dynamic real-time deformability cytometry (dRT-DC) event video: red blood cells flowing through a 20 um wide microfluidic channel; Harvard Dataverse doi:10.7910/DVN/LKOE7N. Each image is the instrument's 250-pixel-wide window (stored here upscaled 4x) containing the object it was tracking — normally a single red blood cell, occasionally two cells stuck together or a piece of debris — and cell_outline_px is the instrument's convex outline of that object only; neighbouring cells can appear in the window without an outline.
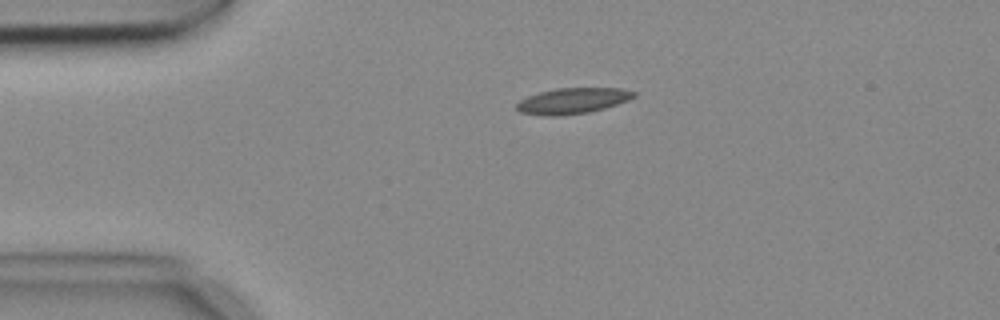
{"species": "common noctule bat (a hibernating species)", "species_latin": "Nyctalus noctula", "temperature_condition": "cold", "stored_images_in_passage": 2, "camera_frame_rate_fps": 3000, "um_per_image_px": 0.085, "animal": {"sex": "female", "body_mass_g": 18.4}, "frame": {"image": 1, "passage_image": 1, "time_ms": 0.0, "image_size_px": [1000, 320], "cell_outline_px": [[636, 96], [628, 100], [604, 108], [588, 112], [560, 116], [544, 116], [520, 112], [516, 108], [516, 104], [520, 100], [528, 96], [540, 92], [556, 88], [620, 88], [636, 92]], "centroid_in_image_um": [48.66, 8.57], "position_along_channel_um": 36.3, "area_um2": 17.57}}